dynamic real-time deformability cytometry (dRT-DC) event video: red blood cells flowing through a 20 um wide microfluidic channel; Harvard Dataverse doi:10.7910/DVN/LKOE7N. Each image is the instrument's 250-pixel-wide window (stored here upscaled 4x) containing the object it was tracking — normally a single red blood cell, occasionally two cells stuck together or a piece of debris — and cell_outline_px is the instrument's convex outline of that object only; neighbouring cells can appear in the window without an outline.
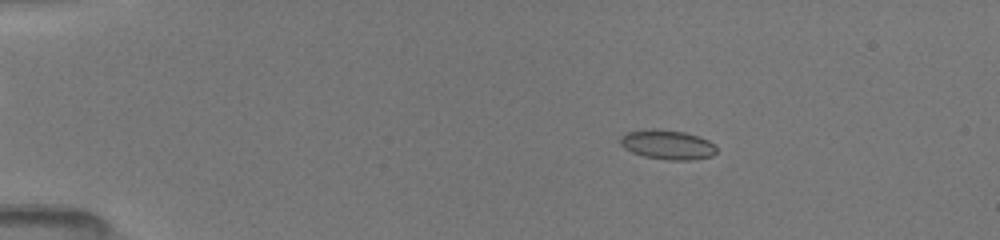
{"species": "common noctule bat (a hibernating species)", "species_latin": "Nyctalus noctula", "temperature_condition": "room temperature", "stored_images_in_passage": 15, "camera_frame_rate_fps": 3000, "um_per_image_px": 0.085, "animal": {"sex": "female", "body_mass_g": 19.5, "forearm_length_mm": 54.1}, "frame": {"image": 1, "passage_image": 9, "time_ms": 2.667, "image_size_px": [1000, 240], "cell_outline_px": [[716, 152], [712, 156], [692, 160], [668, 160], [644, 156], [632, 152], [624, 148], [620, 144], [620, 136], [628, 132], [652, 128], [684, 132], [708, 140], [716, 144]], "centroid_in_image_um": [56.74, 12.3], "position_along_channel_um": 28.3, "area_um2": 16.53}}